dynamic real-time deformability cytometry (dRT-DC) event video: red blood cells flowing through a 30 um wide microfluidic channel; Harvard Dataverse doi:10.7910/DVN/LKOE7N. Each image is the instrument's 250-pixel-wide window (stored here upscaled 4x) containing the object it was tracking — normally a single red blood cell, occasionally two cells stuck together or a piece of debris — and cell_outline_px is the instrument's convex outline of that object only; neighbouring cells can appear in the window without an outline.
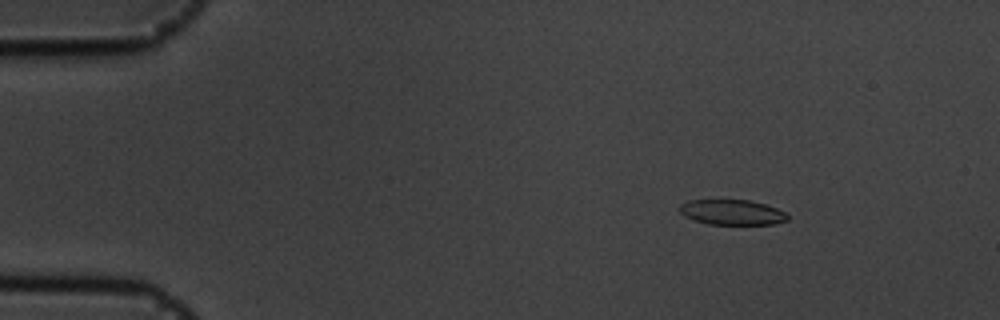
{"species": "common noctule bat (a hibernating species)", "species_latin": "Nyctalus noctula", "temperature_condition": "cold", "stored_images_in_passage": 55, "camera_frame_rate_fps": 3000, "um_per_image_px": 0.085, "animal": {"sex": "male", "body_mass_g": 19.5, "forearm_length_mm": 54.6}, "frame": {"image": 1, "passage_image": 7, "time_ms": 2.0, "image_size_px": [1000, 320], "cell_outline_px": [[788, 220], [772, 224], [708, 224], [684, 216], [680, 212], [680, 204], [688, 200], [748, 200], [764, 204], [776, 208], [784, 212], [788, 216]], "centroid_in_image_um": [62.21, 18.04], "position_along_channel_um": 22.8, "area_um2": 15.66}}
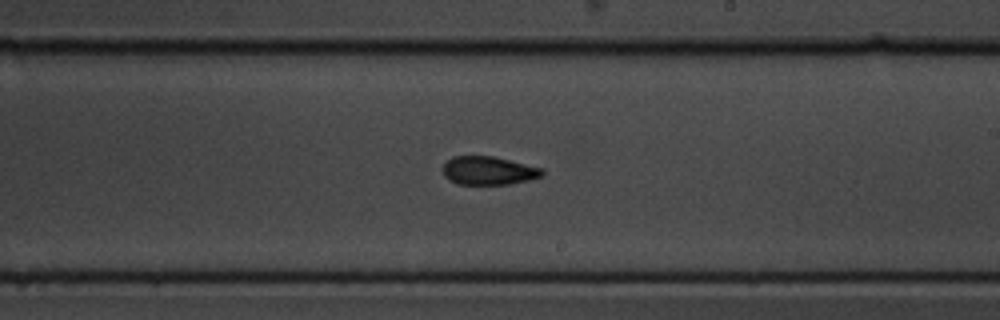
{"frame": {"image": 2, "passage_image": 32, "time_ms": 10.333, "image_size_px": [1000, 320], "cell_outline_px": [[544, 176], [528, 180], [508, 184], [456, 184], [448, 180], [444, 176], [444, 164], [452, 156], [492, 156], [544, 168]], "centroid_in_image_um": [41.54, 14.5], "position_along_channel_um": 247.5, "area_um2": 16.47}}
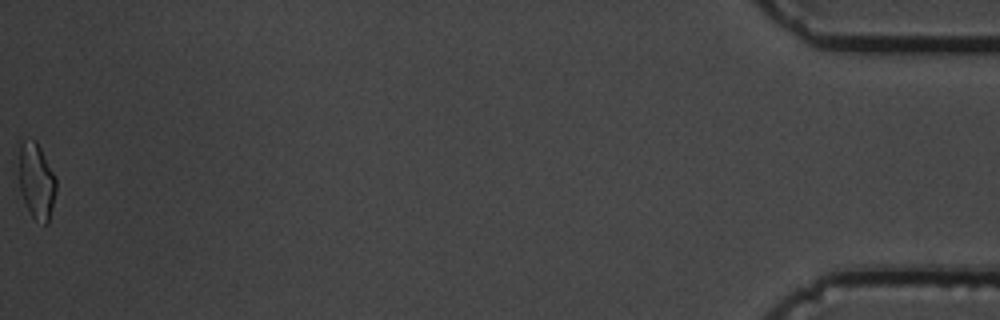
{"frame": {"image": 3, "passage_image": 55, "time_ms": 18.0, "image_size_px": [1000, 320], "cell_outline_px": [[56, 192], [48, 224], [44, 224], [36, 220], [32, 216], [24, 200], [20, 188], [20, 144], [24, 140], [36, 140], [56, 176]], "centroid_in_image_um": [3.13, 15.4], "position_along_channel_um": 432.1, "area_um2": 16.18}, "authors_computed_cell_mechanics": {"area_um2": 16.9932, "velocity_mm_per_s": 3.6526, "shape_relaxation_time_tau1_ms": 5.3259, "shape_relaxation_time_tau2_ms": 3.3135, "deformation_change_tau1": 0.15, "deformation_change_tau2": 0.1026}}